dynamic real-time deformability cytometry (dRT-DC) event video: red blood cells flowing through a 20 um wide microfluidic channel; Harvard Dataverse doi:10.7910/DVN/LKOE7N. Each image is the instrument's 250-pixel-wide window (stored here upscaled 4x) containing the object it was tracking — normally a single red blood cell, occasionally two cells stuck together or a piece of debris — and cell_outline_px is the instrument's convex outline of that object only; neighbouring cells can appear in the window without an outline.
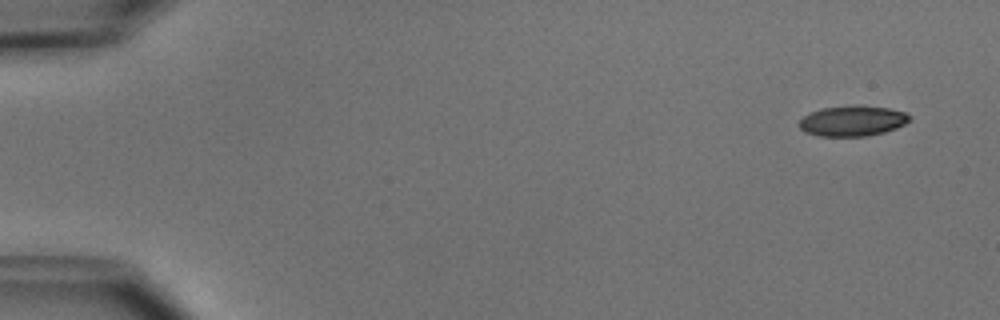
{"species": "common noctule bat (a hibernating species)", "species_latin": "Nyctalus noctula", "temperature_condition": "cold", "stored_images_in_passage": 4, "camera_frame_rate_fps": 3000, "um_per_image_px": 0.085, "animal": {"sex": "male", "body_mass_g": 15.6}, "frame": {"image": 1, "passage_image": 1, "time_ms": 0.0, "image_size_px": [1000, 320], "cell_outline_px": [[912, 120], [896, 128], [884, 132], [868, 136], [820, 136], [804, 132], [796, 124], [804, 116], [812, 112], [824, 108], [888, 108], [904, 112], [912, 116]], "centroid_in_image_um": [72.46, 10.33], "position_along_channel_um": 12.5, "area_um2": 18.84}}
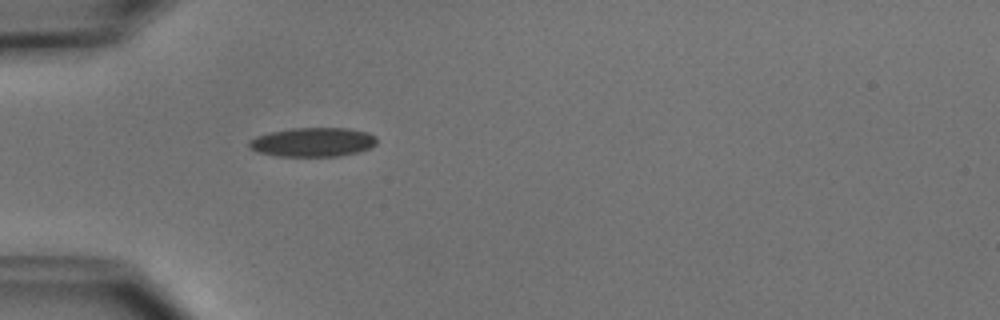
{"frame": {"image": 2, "passage_image": 4, "time_ms": 4.333, "image_size_px": [1000, 320], "cell_outline_px": [[376, 144], [372, 148], [360, 152], [340, 156], [276, 156], [260, 152], [248, 148], [248, 140], [256, 136], [268, 132], [292, 128], [348, 128], [368, 132], [376, 136]], "centroid_in_image_um": [26.6, 12.08], "position_along_channel_um": 58.4, "area_um2": 21.96}}